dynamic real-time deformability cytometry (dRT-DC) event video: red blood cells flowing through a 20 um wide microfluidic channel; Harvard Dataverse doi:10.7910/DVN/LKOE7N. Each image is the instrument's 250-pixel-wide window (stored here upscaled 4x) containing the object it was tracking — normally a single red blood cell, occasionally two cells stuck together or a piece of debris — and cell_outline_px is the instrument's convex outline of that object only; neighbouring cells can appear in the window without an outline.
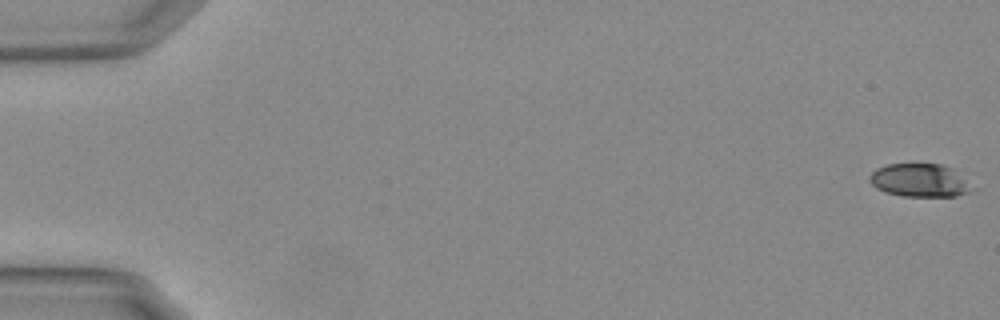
{"species": "Egyptian fruit bat (a non-hibernating species)", "species_latin": "Rousettus aegyptiacus", "temperature_condition": "warm", "stored_images_in_passage": 21, "camera_frame_rate_fps": 3000, "um_per_image_px": 0.085, "animal": {"sex": "female"}, "frame": {"image": 1, "passage_image": 1, "time_ms": 0.0, "image_size_px": [1000, 320], "cell_outline_px": [[968, 192], [956, 196], [900, 196], [884, 192], [876, 188], [868, 180], [868, 176], [876, 168], [888, 164], [940, 164], [952, 168]], "centroid_in_image_um": [77.97, 15.32], "position_along_channel_um": 7.0, "area_um2": 19.02}}
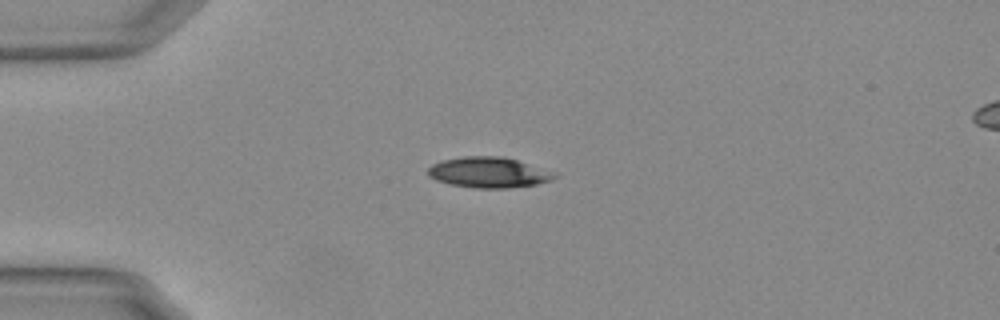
{"frame": {"image": 2, "passage_image": 15, "time_ms": 4.667, "image_size_px": [1000, 320], "cell_outline_px": [[556, 176], [552, 180], [536, 184], [508, 188], [472, 188], [448, 184], [436, 180], [428, 176], [428, 168], [432, 164], [444, 160], [464, 156], [500, 156], [516, 160], [556, 172]], "centroid_in_image_um": [41.52, 14.66], "position_along_channel_um": 43.5, "area_um2": 22.54}}
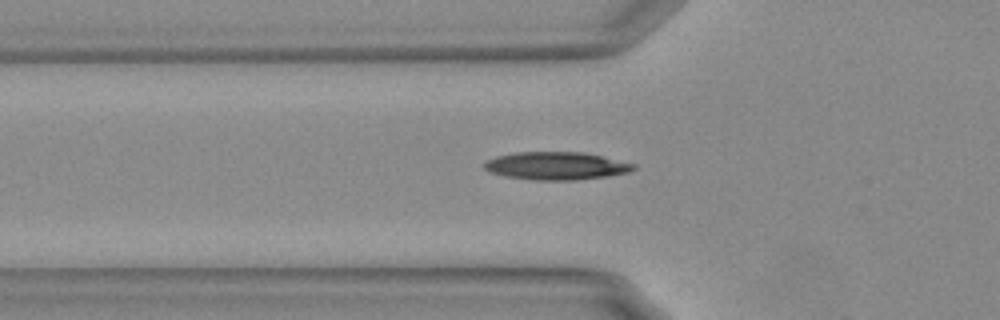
{"frame": {"image": 3, "passage_image": 20, "time_ms": 6.333, "image_size_px": [1000, 320], "cell_outline_px": [[636, 168], [628, 172], [604, 176], [572, 180], [536, 180], [508, 176], [488, 172], [484, 168], [484, 160], [496, 156], [516, 152], [584, 152], [636, 164]], "centroid_in_image_um": [47.24, 14.08], "position_along_channel_um": 78.6, "area_um2": 24.04}}